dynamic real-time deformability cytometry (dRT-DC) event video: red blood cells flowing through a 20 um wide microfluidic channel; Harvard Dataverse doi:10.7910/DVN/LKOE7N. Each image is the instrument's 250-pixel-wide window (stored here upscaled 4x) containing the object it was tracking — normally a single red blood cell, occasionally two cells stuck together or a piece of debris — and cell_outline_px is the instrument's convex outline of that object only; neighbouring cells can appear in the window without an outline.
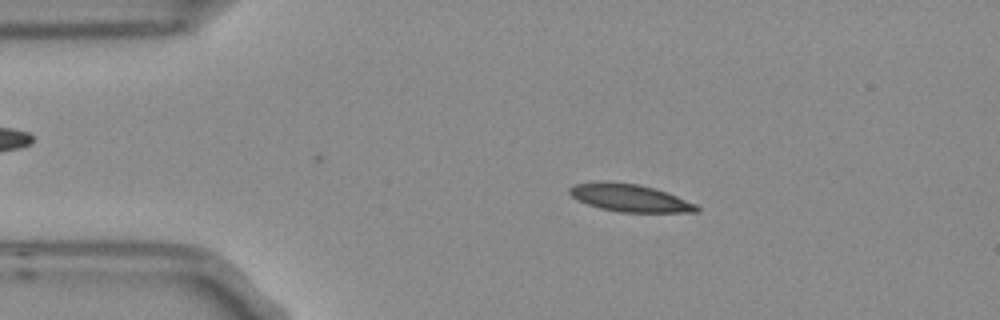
{"species": "Egyptian fruit bat (a non-hibernating species)", "species_latin": "Rousettus aegyptiacus", "temperature_condition": "room temperature", "stored_images_in_passage": 5, "camera_frame_rate_fps": 3000, "um_per_image_px": 0.085, "frame": {"image": 1, "passage_image": 2, "time_ms": 0.333, "image_size_px": [1000, 320], "cell_outline_px": [[700, 212], [620, 212], [600, 208], [576, 200], [568, 192], [568, 188], [572, 184], [600, 180], [636, 184], [656, 188], [668, 192], [696, 204], [700, 208]], "centroid_in_image_um": [53.5, 16.8], "position_along_channel_um": 31.5, "area_um2": 20.69}}
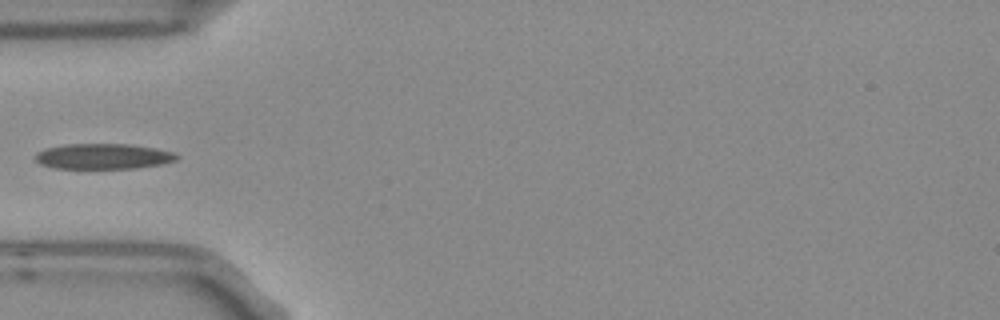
{"frame": {"image": 2, "passage_image": 4, "time_ms": 1.0, "image_size_px": [1000, 320], "cell_outline_px": [[180, 156], [176, 160], [160, 164], [136, 168], [56, 168], [40, 164], [36, 160], [36, 152], [44, 148], [64, 144], [128, 144], [156, 148], [172, 152]], "centroid_in_image_um": [8.75, 13.28], "position_along_channel_um": 76.2, "area_um2": 20.92}}
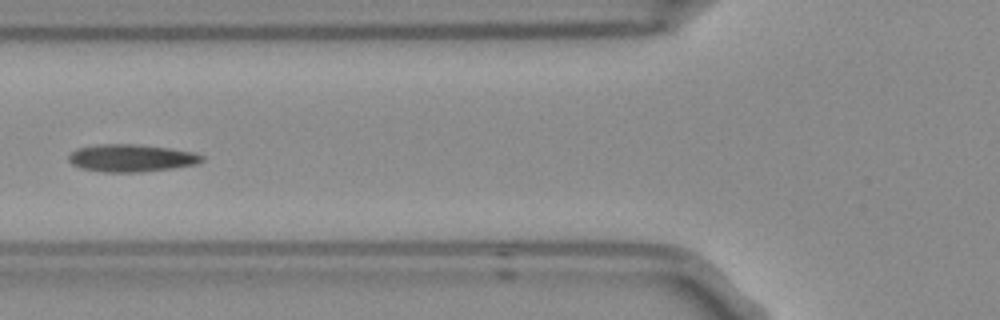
{"frame": {"image": 3, "passage_image": 5, "time_ms": 1.333, "image_size_px": [1000, 320], "cell_outline_px": [[204, 160], [196, 164], [172, 168], [140, 172], [104, 172], [80, 168], [72, 164], [68, 160], [68, 156], [76, 148], [100, 144], [132, 144], [168, 148], [192, 152], [204, 156]], "centroid_in_image_um": [11.13, 13.44], "position_along_channel_um": 114.7, "area_um2": 21.21}}